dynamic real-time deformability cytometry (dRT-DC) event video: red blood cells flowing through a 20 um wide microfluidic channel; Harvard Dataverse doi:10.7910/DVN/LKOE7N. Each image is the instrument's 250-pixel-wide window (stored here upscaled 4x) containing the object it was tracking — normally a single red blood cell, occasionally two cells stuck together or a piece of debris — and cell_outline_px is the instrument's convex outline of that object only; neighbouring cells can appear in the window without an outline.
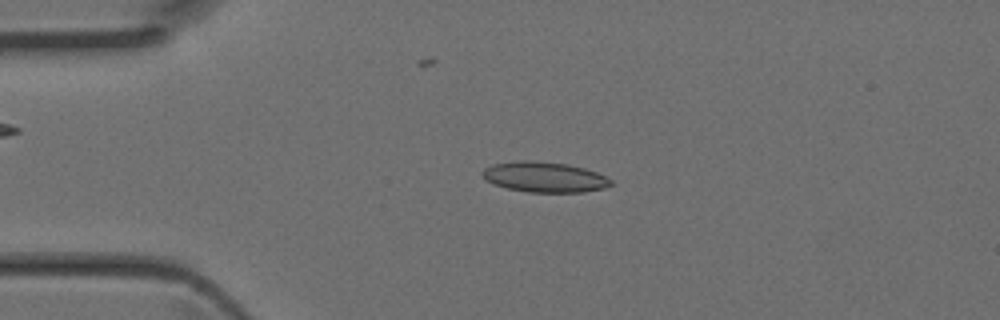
{"species": "Egyptian fruit bat (a non-hibernating species)", "species_latin": "Rousettus aegyptiacus", "temperature_condition": "room temperature", "stored_images_in_passage": 43, "camera_frame_rate_fps": 3000, "um_per_image_px": 0.085, "animal": {"sex": "female"}, "frame": {"image": 1, "passage_image": 9, "time_ms": 2.667, "image_size_px": [1000, 320], "cell_outline_px": [[612, 184], [604, 188], [584, 192], [528, 192], [508, 188], [484, 180], [480, 172], [484, 168], [492, 164], [520, 160], [536, 160], [568, 164], [584, 168], [596, 172], [612, 180]], "centroid_in_image_um": [46.25, 15.04], "position_along_channel_um": 38.7, "area_um2": 22.83}}
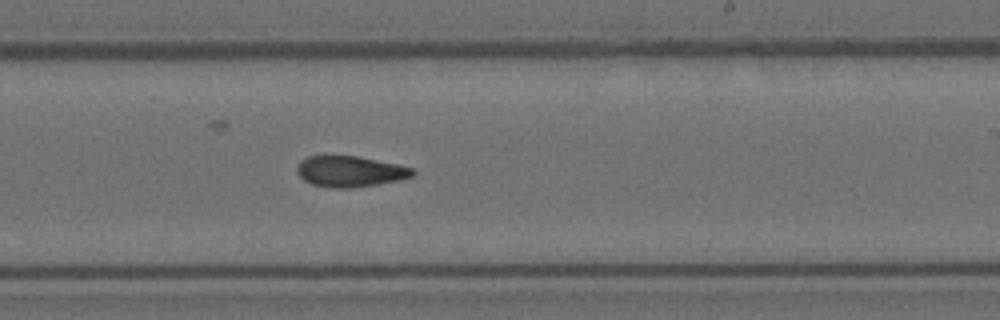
{"frame": {"image": 2, "passage_image": 25, "time_ms": 8.0, "image_size_px": [1000, 320], "cell_outline_px": [[416, 172], [412, 176], [400, 180], [376, 184], [348, 188], [332, 188], [312, 184], [304, 180], [296, 172], [296, 168], [300, 160], [308, 156], [356, 156], [396, 164], [412, 168]], "centroid_in_image_um": [29.72, 14.57], "position_along_channel_um": 259.3, "area_um2": 20.63}}
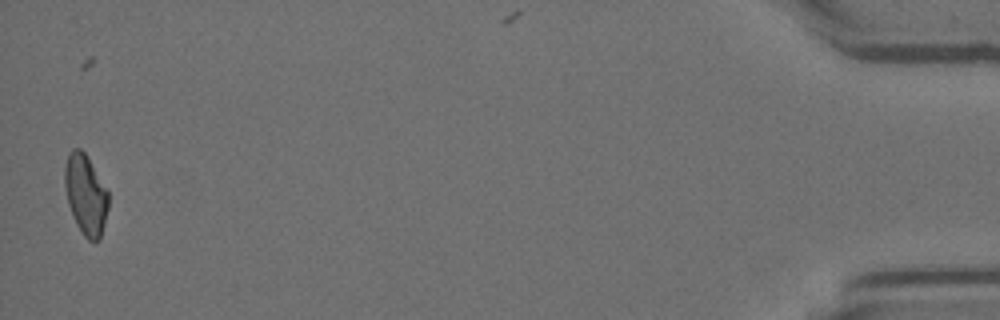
{"frame": {"image": 3, "passage_image": 42, "time_ms": 13.667, "image_size_px": [1000, 320], "cell_outline_px": [[108, 208], [100, 240], [88, 240], [84, 236], [76, 224], [68, 204], [64, 184], [64, 164], [68, 152], [72, 148], [80, 148], [84, 152], [108, 188]], "centroid_in_image_um": [7.27, 16.51], "position_along_channel_um": 427.9, "area_um2": 20.63}}